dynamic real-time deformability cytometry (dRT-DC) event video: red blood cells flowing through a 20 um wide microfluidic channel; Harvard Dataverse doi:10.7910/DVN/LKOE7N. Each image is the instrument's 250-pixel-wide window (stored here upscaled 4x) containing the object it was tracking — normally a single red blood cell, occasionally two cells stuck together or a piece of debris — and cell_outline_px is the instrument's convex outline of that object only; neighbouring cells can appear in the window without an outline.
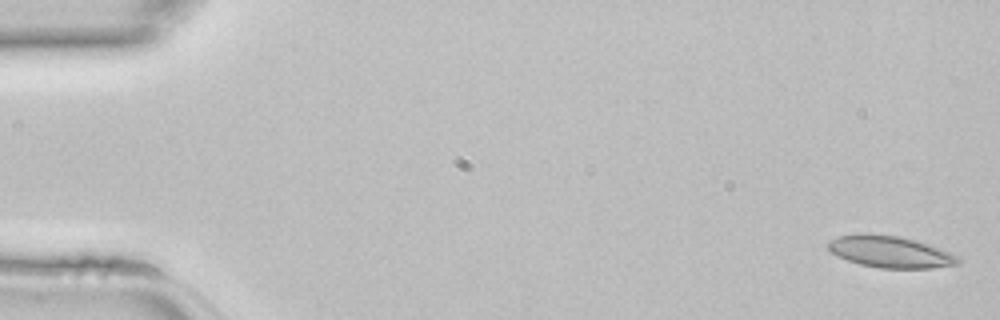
{"species": "common noctule bat (a hibernating species)", "species_latin": "Nyctalus noctula", "temperature_condition": "room temperature", "stored_images_in_passage": 45, "camera_frame_rate_fps": 3000, "um_per_image_px": 0.085, "animal": {"sex": "female", "body_mass_g": 22.7, "forearm_length_mm": 54.2}, "frame": {"image": 1, "passage_image": 1, "time_ms": 0.0, "image_size_px": [1000, 320], "cell_outline_px": [[960, 264], [932, 268], [880, 268], [860, 264], [848, 260], [832, 252], [824, 244], [828, 240], [836, 236], [860, 232], [868, 232], [900, 236], [928, 244], [960, 256]], "centroid_in_image_um": [75.63, 21.37], "position_along_channel_um": 9.4, "area_um2": 24.39}}
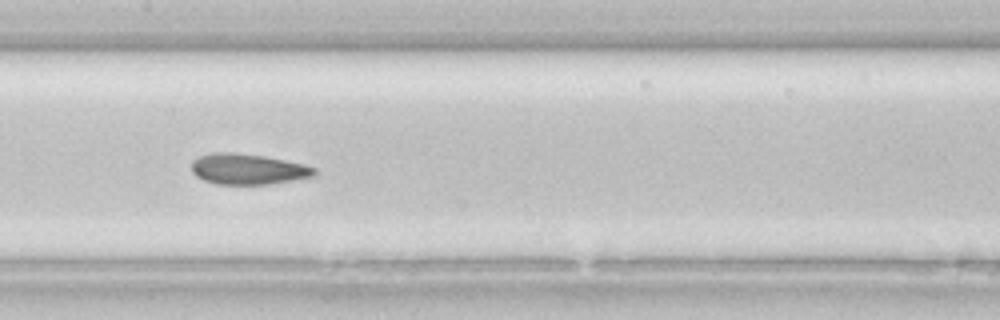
{"frame": {"image": 2, "passage_image": 22, "time_ms": 7.0, "image_size_px": [1000, 320], "cell_outline_px": [[316, 172], [312, 176], [292, 180], [268, 184], [216, 184], [204, 180], [196, 176], [192, 172], [192, 160], [200, 156], [212, 152], [236, 152], [264, 156], [304, 164], [316, 168]], "centroid_in_image_um": [21.04, 14.36], "position_along_channel_um": 186.4, "area_um2": 21.91}}
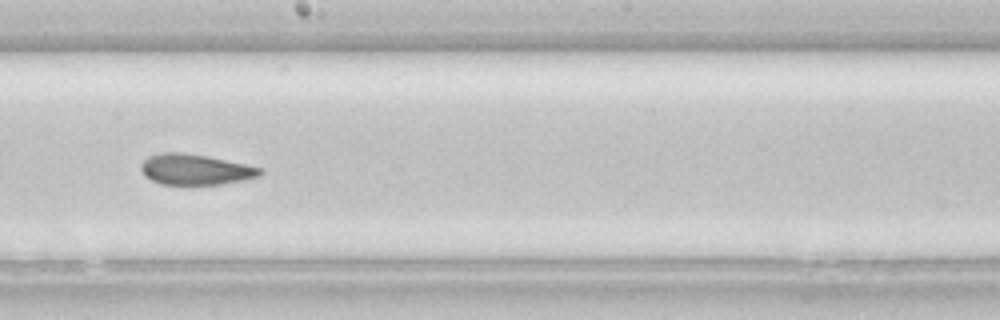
{"frame": {"image": 3, "passage_image": 25, "time_ms": 8.0, "image_size_px": [1000, 320], "cell_outline_px": [[264, 172], [260, 176], [244, 180], [220, 184], [160, 184], [144, 176], [140, 168], [140, 164], [148, 156], [160, 152], [184, 152], [208, 156], [244, 164], [260, 168]], "centroid_in_image_um": [16.57, 14.39], "position_along_channel_um": 231.6, "area_um2": 21.33}}